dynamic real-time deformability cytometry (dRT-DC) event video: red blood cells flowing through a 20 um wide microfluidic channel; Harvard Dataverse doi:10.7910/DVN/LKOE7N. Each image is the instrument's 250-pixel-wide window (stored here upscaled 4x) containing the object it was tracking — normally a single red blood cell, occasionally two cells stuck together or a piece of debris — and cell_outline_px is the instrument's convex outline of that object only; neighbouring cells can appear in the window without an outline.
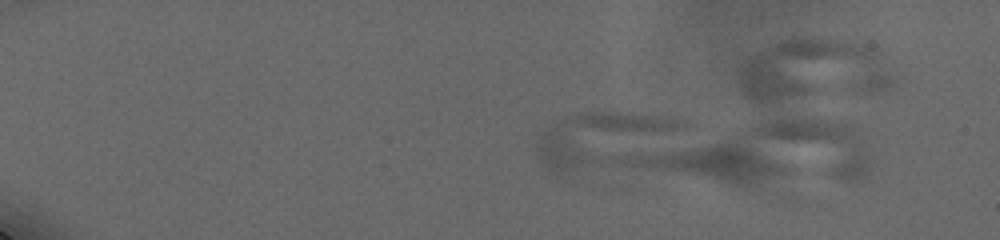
{"species": "human", "species_latin": "Homo sapiens", "temperature_condition": "cold", "stored_images_in_passage": 12, "camera_frame_rate_fps": 3000, "um_per_image_px": 0.085, "donor": {"sex": "male"}, "frame": {"image": 1, "passage_image": 2, "time_ms": 0.333, "image_size_px": [1000, 240], "cell_outline_px": [[684, 124], [676, 128], [560, 172], [548, 168], [536, 152], [536, 144], [544, 132], [556, 124], [564, 120], [576, 116], [592, 112], [620, 112], [672, 116], [684, 120]], "centroid_in_image_um": [50.84, 11.59], "position_along_channel_um": 34.2, "area_um2": 36.36}}